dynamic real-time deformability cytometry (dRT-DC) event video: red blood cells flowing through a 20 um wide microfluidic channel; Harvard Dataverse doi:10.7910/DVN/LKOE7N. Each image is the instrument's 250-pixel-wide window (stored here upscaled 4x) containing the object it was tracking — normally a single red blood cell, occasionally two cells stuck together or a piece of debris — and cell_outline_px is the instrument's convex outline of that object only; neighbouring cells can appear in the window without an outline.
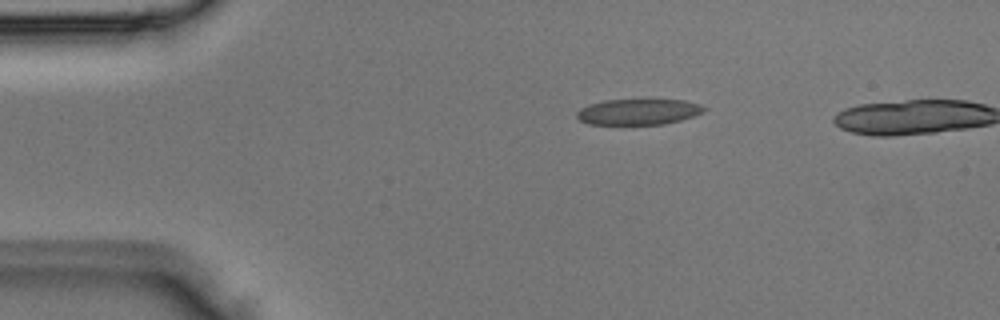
{"species": "Egyptian fruit bat (a non-hibernating species)", "species_latin": "Rousettus aegyptiacus", "temperature_condition": "room temperature", "stored_images_in_passage": 3, "camera_frame_rate_fps": 3000, "um_per_image_px": 0.085, "animal": {"sex": "male"}, "frame": {"image": 1, "passage_image": 1, "time_ms": 0.0, "image_size_px": [1000, 320], "cell_outline_px": [[708, 108], [704, 112], [680, 120], [664, 124], [588, 124], [580, 120], [576, 116], [576, 112], [580, 108], [588, 104], [604, 100], [648, 96], [684, 100], [700, 104]], "centroid_in_image_um": [54.29, 9.44], "position_along_channel_um": 30.7, "area_um2": 20.29}}